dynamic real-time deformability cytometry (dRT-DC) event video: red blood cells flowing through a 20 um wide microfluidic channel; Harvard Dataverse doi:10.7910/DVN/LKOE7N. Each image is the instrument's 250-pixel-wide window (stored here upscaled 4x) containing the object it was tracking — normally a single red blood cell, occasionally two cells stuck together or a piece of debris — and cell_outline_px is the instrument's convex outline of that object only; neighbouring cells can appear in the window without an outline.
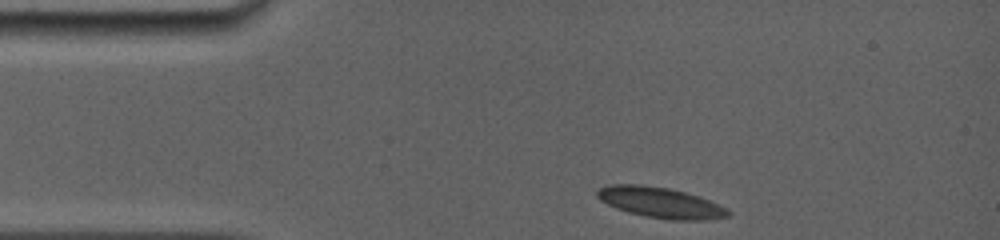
{"species": "common noctule bat (a hibernating species)", "species_latin": "Nyctalus noctula", "temperature_condition": "room temperature", "stored_images_in_passage": 24, "camera_frame_rate_fps": 5000, "um_per_image_px": 0.085, "animal": {"sex": "female", "body_mass_g": 19.0, "forearm_length_mm": 56.7}, "frame": {"image": 1, "passage_image": 1, "time_ms": 0.0, "image_size_px": [1000, 240], "cell_outline_px": [[732, 216], [708, 220], [668, 220], [644, 216], [628, 212], [616, 208], [600, 200], [596, 196], [596, 192], [600, 188], [608, 184], [640, 184], [668, 188], [684, 192], [708, 200], [728, 208], [732, 212]], "centroid_in_image_um": [56.16, 17.23], "position_along_channel_um": 28.8, "area_um2": 23.52}}
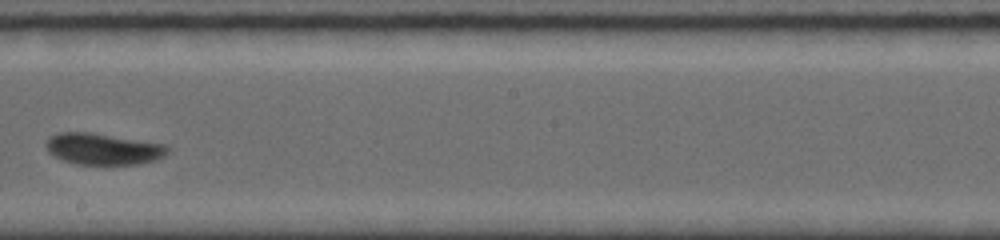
{"frame": {"image": 2, "passage_image": 14, "time_ms": 6.6, "image_size_px": [1000, 240], "cell_outline_px": [[168, 152], [164, 156], [156, 160], [140, 164], [76, 164], [64, 160], [48, 152], [44, 144], [52, 136], [60, 132], [92, 132], [164, 144], [168, 148]], "centroid_in_image_um": [8.77, 12.66], "position_along_channel_um": 239.4, "area_um2": 22.14}}
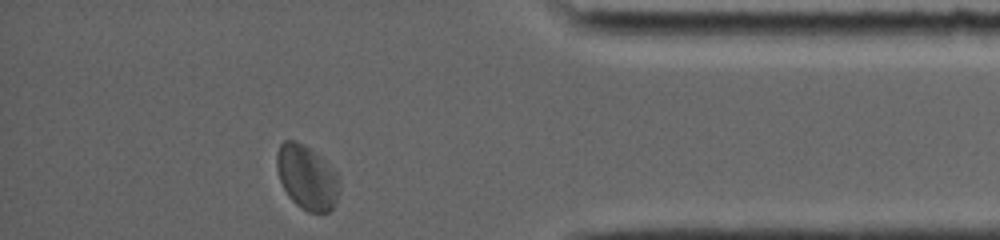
{"frame": {"image": 3, "passage_image": 24, "time_ms": 11.4, "image_size_px": [1000, 240], "cell_outline_px": [[340, 192], [336, 204], [328, 212], [308, 212], [296, 204], [288, 196], [280, 180], [276, 168], [276, 152], [280, 144], [284, 140], [296, 140], [304, 144], [320, 156], [336, 172], [340, 188]], "centroid_in_image_um": [26.08, 15.07], "position_along_channel_um": 409.1, "area_um2": 23.64}, "authors_computed_cell_mechanics": {"area_um2": 22.7443, "velocity_mm_per_s": 3.8571, "shape_relaxation_time_tau1_ms": 8.0703, "shape_relaxation_time_tau2_ms": 1.4711, "deformation_change_tau1": 0.1451, "deformation_change_tau2": 0.0359}}